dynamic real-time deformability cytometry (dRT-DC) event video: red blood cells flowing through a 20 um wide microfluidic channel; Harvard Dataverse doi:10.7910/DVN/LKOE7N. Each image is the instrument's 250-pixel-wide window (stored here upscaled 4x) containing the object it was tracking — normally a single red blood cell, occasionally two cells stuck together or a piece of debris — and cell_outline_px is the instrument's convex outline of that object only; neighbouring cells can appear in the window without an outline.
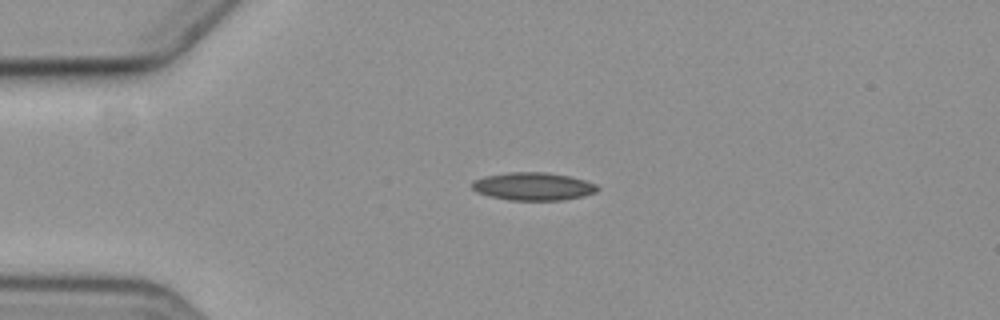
{"species": "common noctule bat (a hibernating species)", "species_latin": "Nyctalus noctula", "temperature_condition": "cold", "stored_images_in_passage": 2, "camera_frame_rate_fps": 3000, "um_per_image_px": 0.085, "animal": {"sex": "female", "body_mass_g": 19.3, "forearm_length_mm": 54.1}, "frame": {"image": 1, "passage_image": 1, "time_ms": 0.0, "image_size_px": [1000, 320], "cell_outline_px": [[600, 188], [596, 192], [580, 196], [560, 200], [508, 200], [488, 196], [476, 192], [472, 188], [472, 180], [484, 176], [508, 172], [548, 172], [568, 176], [584, 180], [596, 184]], "centroid_in_image_um": [45.27, 15.84], "position_along_channel_um": 39.7, "area_um2": 20.4}}